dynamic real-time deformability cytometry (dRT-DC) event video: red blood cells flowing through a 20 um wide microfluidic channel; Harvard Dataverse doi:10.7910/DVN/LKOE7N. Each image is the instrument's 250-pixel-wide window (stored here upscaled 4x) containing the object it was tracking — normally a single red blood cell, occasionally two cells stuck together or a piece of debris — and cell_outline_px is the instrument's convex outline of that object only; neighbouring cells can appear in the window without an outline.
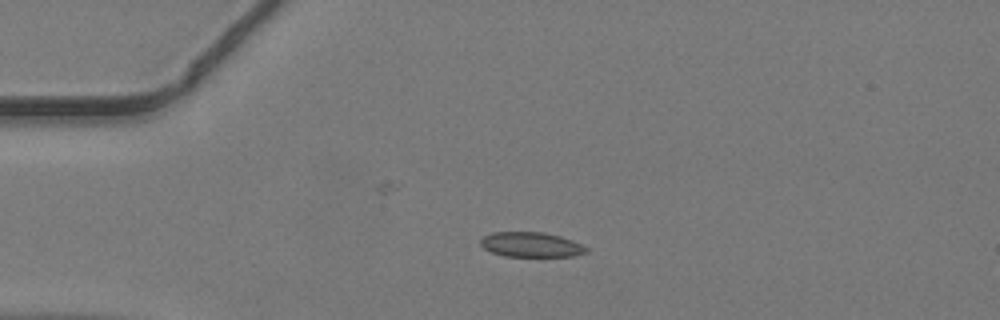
{"species": "common noctule bat (a hibernating species)", "species_latin": "Nyctalus noctula", "temperature_condition": "warm", "stored_images_in_passage": 47, "camera_frame_rate_fps": 3000, "um_per_image_px": 0.085, "animal": {"sex": "male", "body_mass_g": 19.2, "forearm_length_mm": 51.8}, "frame": {"image": 1, "passage_image": 11, "time_ms": 3.333, "image_size_px": [1000, 320], "cell_outline_px": [[588, 252], [572, 256], [504, 256], [492, 252], [484, 248], [480, 244], [480, 240], [484, 236], [492, 232], [544, 232], [560, 236], [572, 240], [588, 248]], "centroid_in_image_um": [45.14, 20.79], "position_along_channel_um": 39.9, "area_um2": 15.26}}
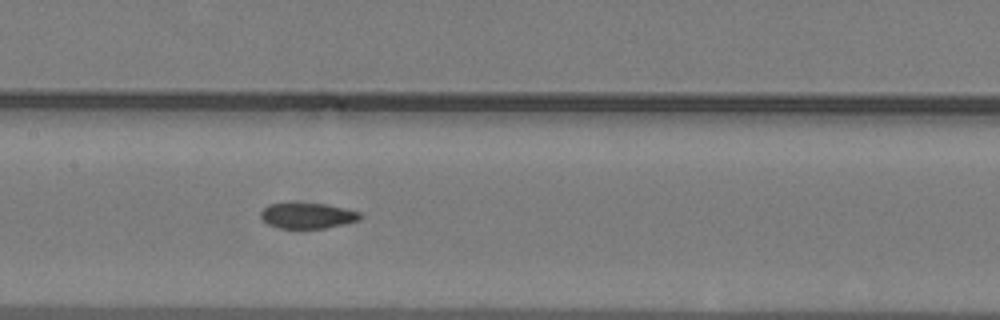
{"frame": {"image": 2, "passage_image": 23, "time_ms": 7.333, "image_size_px": [1000, 320], "cell_outline_px": [[364, 216], [360, 220], [344, 224], [324, 228], [280, 228], [268, 224], [260, 216], [260, 212], [268, 204], [324, 204], [344, 208], [360, 212]], "centroid_in_image_um": [26.17, 18.34], "position_along_channel_um": 181.2, "area_um2": 14.62}}
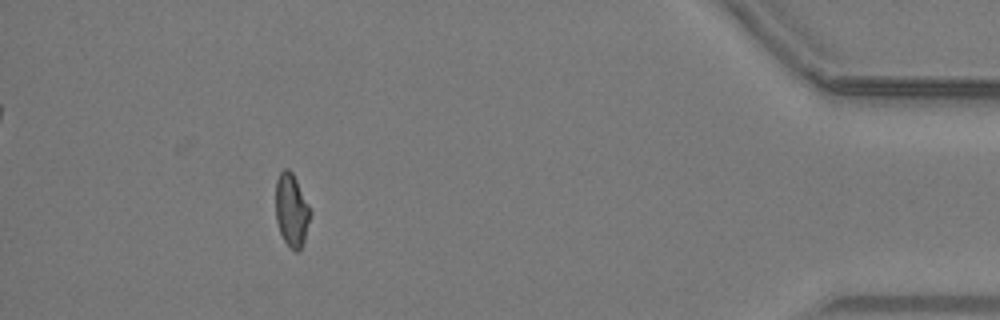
{"frame": {"image": 3, "passage_image": 43, "time_ms": 14.0, "image_size_px": [1000, 320], "cell_outline_px": [[312, 212], [304, 240], [300, 248], [296, 252], [284, 240], [280, 232], [276, 220], [276, 180], [280, 172], [284, 168], [288, 168], [292, 172]], "centroid_in_image_um": [24.78, 17.84], "position_along_channel_um": 410.4, "area_um2": 14.51}}